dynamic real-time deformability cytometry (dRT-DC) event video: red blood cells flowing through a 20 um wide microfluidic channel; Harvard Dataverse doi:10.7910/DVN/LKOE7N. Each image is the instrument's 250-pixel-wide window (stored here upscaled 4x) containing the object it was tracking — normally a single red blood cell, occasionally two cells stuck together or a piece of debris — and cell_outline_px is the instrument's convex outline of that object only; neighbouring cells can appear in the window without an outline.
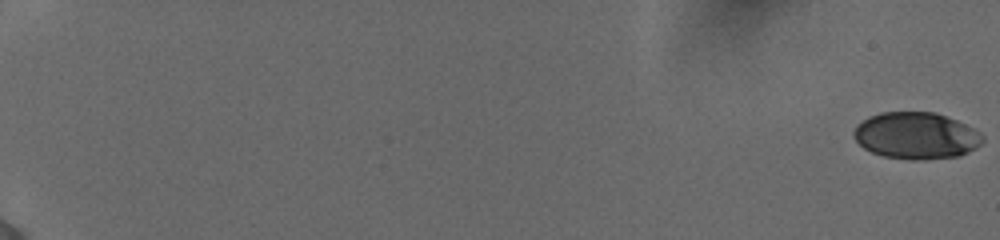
{"species": "human", "species_latin": "Homo sapiens", "temperature_condition": "cold", "stored_images_in_passage": 57, "camera_frame_rate_fps": 3000, "um_per_image_px": 0.085, "donor": {"sex": "female"}, "frame": {"image": 1, "passage_image": 1, "time_ms": 0.0, "image_size_px": [1000, 240], "cell_outline_px": [[984, 140], [976, 148], [960, 156], [924, 160], [912, 160], [884, 156], [872, 152], [864, 148], [852, 136], [852, 132], [868, 116], [880, 112], [936, 112], [956, 120], [980, 132], [984, 136]], "centroid_in_image_um": [77.89, 11.54], "position_along_channel_um": 7.1, "area_um2": 35.14}}
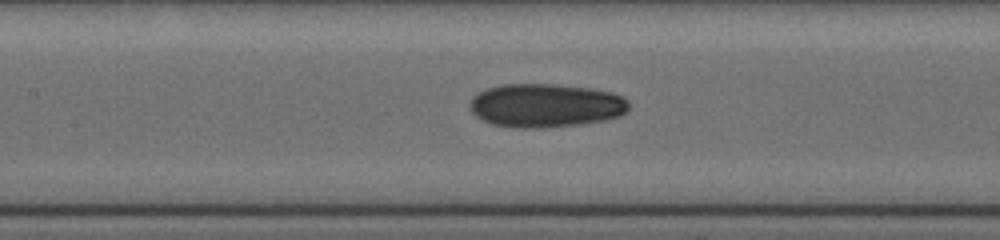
{"frame": {"image": 2, "passage_image": 31, "time_ms": 10.0, "image_size_px": [1000, 240], "cell_outline_px": [[628, 112], [620, 116], [604, 120], [576, 124], [540, 128], [512, 128], [492, 124], [476, 116], [468, 108], [468, 104], [472, 96], [488, 88], [500, 84], [552, 84], [592, 88], [612, 92], [624, 96], [628, 100]], "centroid_in_image_um": [46.37, 8.96], "position_along_channel_um": 161.0, "area_um2": 40.75}}
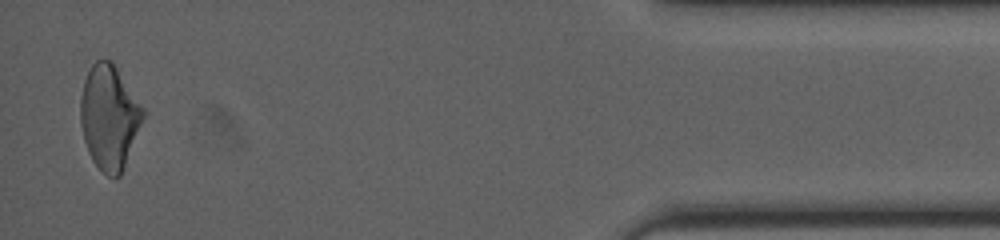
{"frame": {"image": 3, "passage_image": 56, "time_ms": 18.333, "image_size_px": [1000, 240], "cell_outline_px": [[144, 116], [120, 176], [108, 176], [92, 160], [88, 152], [84, 140], [80, 124], [80, 96], [84, 80], [92, 64], [96, 60], [112, 60], [144, 108]], "centroid_in_image_um": [9.26, 9.92], "position_along_channel_um": 425.9, "area_um2": 37.69}, "authors_computed_cell_mechanics": {"area_um2": 37.5122, "velocity_mm_per_s": 3.8928, "shape_relaxation_time_tau1_ms": 7.7635, "shape_relaxation_time_tau2_ms": 4.2699, "deformation_change_tau1": 0.1662, "deformation_change_tau2": 0.098}}